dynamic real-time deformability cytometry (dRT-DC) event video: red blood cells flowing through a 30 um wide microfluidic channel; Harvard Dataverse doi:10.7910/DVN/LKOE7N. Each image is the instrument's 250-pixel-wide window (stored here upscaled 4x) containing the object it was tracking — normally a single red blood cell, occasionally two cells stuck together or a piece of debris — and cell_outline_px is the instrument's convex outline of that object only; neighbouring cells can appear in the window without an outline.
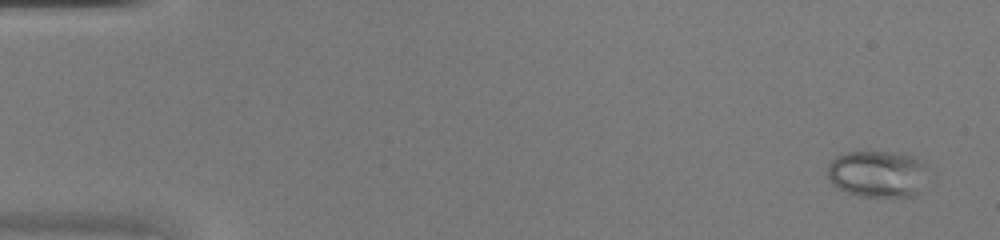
{"species": "common noctule bat (a hibernating species)", "species_latin": "Nyctalus noctula", "temperature_condition": "warm", "stored_images_in_passage": 48, "camera_frame_rate_fps": 3000, "um_per_image_px": 0.085, "animal": {"sex": "female", "body_mass_g": 20.0, "forearm_length_mm": 54.0}, "frame": {"image": 1, "passage_image": 3, "time_ms": 0.667, "image_size_px": [1000, 240], "cell_outline_px": [[924, 164], [920, 192], [916, 196], [860, 196], [848, 192], [832, 184], [828, 176], [828, 164], [836, 156], [848, 152], [888, 152], [912, 156], [920, 160]], "centroid_in_image_um": [74.53, 14.78], "position_along_channel_um": 10.5, "area_um2": 26.76}}
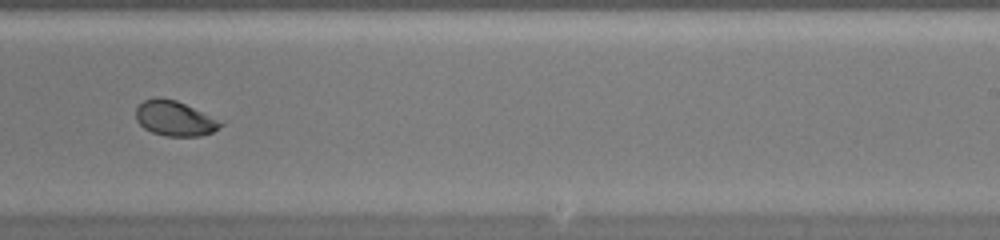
{"frame": {"image": 2, "passage_image": 31, "time_ms": 10.0, "image_size_px": [1000, 240], "cell_outline_px": [[228, 120], [224, 124], [212, 132], [200, 136], [164, 136], [152, 132], [144, 128], [136, 120], [136, 108], [144, 100], [156, 96], [160, 96], [176, 100]], "centroid_in_image_um": [14.94, 10.04], "position_along_channel_um": 274.1, "area_um2": 17.98}}
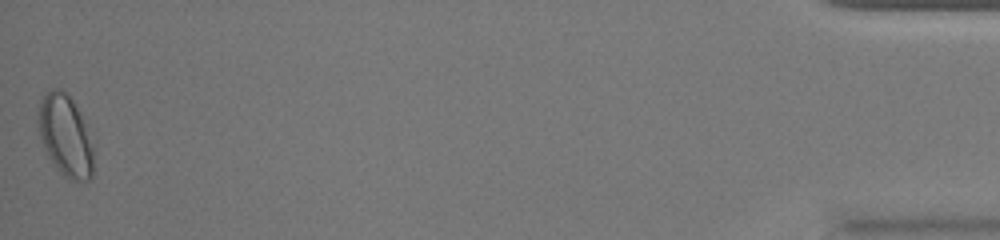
{"frame": {"image": 3, "passage_image": 48, "time_ms": 15.667, "image_size_px": [1000, 240], "cell_outline_px": [[92, 176], [88, 180], [72, 180], [64, 176], [60, 172], [48, 156], [44, 148], [40, 136], [36, 120], [36, 112], [40, 100], [52, 88], [60, 88], [72, 100], [80, 112], [92, 148]], "centroid_in_image_um": [5.5, 11.51], "position_along_channel_um": 429.7, "area_um2": 25.84}}